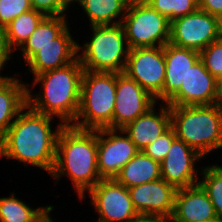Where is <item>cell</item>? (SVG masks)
<instances>
[{"label":"cell","mask_w":222,"mask_h":222,"mask_svg":"<svg viewBox=\"0 0 222 222\" xmlns=\"http://www.w3.org/2000/svg\"><path fill=\"white\" fill-rule=\"evenodd\" d=\"M115 100L116 73L84 70L76 123L71 125L83 130L113 129Z\"/></svg>","instance_id":"5b68a950"},{"label":"cell","mask_w":222,"mask_h":222,"mask_svg":"<svg viewBox=\"0 0 222 222\" xmlns=\"http://www.w3.org/2000/svg\"><path fill=\"white\" fill-rule=\"evenodd\" d=\"M11 51L7 46L5 28L0 26V54H10Z\"/></svg>","instance_id":"e575fe53"},{"label":"cell","mask_w":222,"mask_h":222,"mask_svg":"<svg viewBox=\"0 0 222 222\" xmlns=\"http://www.w3.org/2000/svg\"><path fill=\"white\" fill-rule=\"evenodd\" d=\"M151 8L166 16L170 22L199 8V0H144Z\"/></svg>","instance_id":"4316f807"},{"label":"cell","mask_w":222,"mask_h":222,"mask_svg":"<svg viewBox=\"0 0 222 222\" xmlns=\"http://www.w3.org/2000/svg\"><path fill=\"white\" fill-rule=\"evenodd\" d=\"M131 222H169V220L161 216L139 215Z\"/></svg>","instance_id":"836d02e7"},{"label":"cell","mask_w":222,"mask_h":222,"mask_svg":"<svg viewBox=\"0 0 222 222\" xmlns=\"http://www.w3.org/2000/svg\"><path fill=\"white\" fill-rule=\"evenodd\" d=\"M156 99L125 73H116V100L113 110V129H122L146 113Z\"/></svg>","instance_id":"8fae6325"},{"label":"cell","mask_w":222,"mask_h":222,"mask_svg":"<svg viewBox=\"0 0 222 222\" xmlns=\"http://www.w3.org/2000/svg\"><path fill=\"white\" fill-rule=\"evenodd\" d=\"M92 31L90 42H86L85 50L78 54L83 69L123 73L129 53L123 25L92 26Z\"/></svg>","instance_id":"8992f818"},{"label":"cell","mask_w":222,"mask_h":222,"mask_svg":"<svg viewBox=\"0 0 222 222\" xmlns=\"http://www.w3.org/2000/svg\"><path fill=\"white\" fill-rule=\"evenodd\" d=\"M212 104L222 110V76L216 78L215 92Z\"/></svg>","instance_id":"d6a6232c"},{"label":"cell","mask_w":222,"mask_h":222,"mask_svg":"<svg viewBox=\"0 0 222 222\" xmlns=\"http://www.w3.org/2000/svg\"><path fill=\"white\" fill-rule=\"evenodd\" d=\"M176 138L174 129L170 127L166 132L150 143L143 152L154 161L161 163L166 157L173 140Z\"/></svg>","instance_id":"f546056e"},{"label":"cell","mask_w":222,"mask_h":222,"mask_svg":"<svg viewBox=\"0 0 222 222\" xmlns=\"http://www.w3.org/2000/svg\"><path fill=\"white\" fill-rule=\"evenodd\" d=\"M203 158L183 140L175 138L171 147L160 163L161 178L176 189L198 184L194 164Z\"/></svg>","instance_id":"5bb4252c"},{"label":"cell","mask_w":222,"mask_h":222,"mask_svg":"<svg viewBox=\"0 0 222 222\" xmlns=\"http://www.w3.org/2000/svg\"><path fill=\"white\" fill-rule=\"evenodd\" d=\"M221 45H222V30L220 31L218 40H217Z\"/></svg>","instance_id":"8d00e7d4"},{"label":"cell","mask_w":222,"mask_h":222,"mask_svg":"<svg viewBox=\"0 0 222 222\" xmlns=\"http://www.w3.org/2000/svg\"><path fill=\"white\" fill-rule=\"evenodd\" d=\"M44 222H54L52 219H51V216L47 219V220H45Z\"/></svg>","instance_id":"74e56055"},{"label":"cell","mask_w":222,"mask_h":222,"mask_svg":"<svg viewBox=\"0 0 222 222\" xmlns=\"http://www.w3.org/2000/svg\"><path fill=\"white\" fill-rule=\"evenodd\" d=\"M171 127L202 157L222 148V110L211 105L170 106Z\"/></svg>","instance_id":"277c9868"},{"label":"cell","mask_w":222,"mask_h":222,"mask_svg":"<svg viewBox=\"0 0 222 222\" xmlns=\"http://www.w3.org/2000/svg\"><path fill=\"white\" fill-rule=\"evenodd\" d=\"M161 178L160 163L139 151L120 170L115 180L127 188Z\"/></svg>","instance_id":"44dd1931"},{"label":"cell","mask_w":222,"mask_h":222,"mask_svg":"<svg viewBox=\"0 0 222 222\" xmlns=\"http://www.w3.org/2000/svg\"><path fill=\"white\" fill-rule=\"evenodd\" d=\"M117 131L111 128L98 130L97 167L101 179H115L126 163L139 152L127 134L117 135Z\"/></svg>","instance_id":"7c38bea8"},{"label":"cell","mask_w":222,"mask_h":222,"mask_svg":"<svg viewBox=\"0 0 222 222\" xmlns=\"http://www.w3.org/2000/svg\"><path fill=\"white\" fill-rule=\"evenodd\" d=\"M202 172L203 180L198 182L207 192L217 217L222 220V166L205 167Z\"/></svg>","instance_id":"484cf974"},{"label":"cell","mask_w":222,"mask_h":222,"mask_svg":"<svg viewBox=\"0 0 222 222\" xmlns=\"http://www.w3.org/2000/svg\"><path fill=\"white\" fill-rule=\"evenodd\" d=\"M98 130H83L64 125L58 135L52 178L67 175L83 200L86 190L100 180L97 167Z\"/></svg>","instance_id":"7a4b0ae2"},{"label":"cell","mask_w":222,"mask_h":222,"mask_svg":"<svg viewBox=\"0 0 222 222\" xmlns=\"http://www.w3.org/2000/svg\"><path fill=\"white\" fill-rule=\"evenodd\" d=\"M15 193L6 198H0V222H44L54 206L33 209L17 199Z\"/></svg>","instance_id":"cb8c5ba5"},{"label":"cell","mask_w":222,"mask_h":222,"mask_svg":"<svg viewBox=\"0 0 222 222\" xmlns=\"http://www.w3.org/2000/svg\"><path fill=\"white\" fill-rule=\"evenodd\" d=\"M67 27L52 43L40 49L27 61V65L34 76L59 69L74 62L78 58L82 46L72 39Z\"/></svg>","instance_id":"2e32d148"},{"label":"cell","mask_w":222,"mask_h":222,"mask_svg":"<svg viewBox=\"0 0 222 222\" xmlns=\"http://www.w3.org/2000/svg\"><path fill=\"white\" fill-rule=\"evenodd\" d=\"M32 8L45 16H61L69 4L65 0H30Z\"/></svg>","instance_id":"4dcf8cb0"},{"label":"cell","mask_w":222,"mask_h":222,"mask_svg":"<svg viewBox=\"0 0 222 222\" xmlns=\"http://www.w3.org/2000/svg\"><path fill=\"white\" fill-rule=\"evenodd\" d=\"M154 110L153 106L124 128L118 129L120 134L129 136L139 151H143L171 127L170 106L167 103L165 107L162 106L159 115Z\"/></svg>","instance_id":"ac0fdd59"},{"label":"cell","mask_w":222,"mask_h":222,"mask_svg":"<svg viewBox=\"0 0 222 222\" xmlns=\"http://www.w3.org/2000/svg\"><path fill=\"white\" fill-rule=\"evenodd\" d=\"M199 59L215 79L222 76V45L218 41L200 51Z\"/></svg>","instance_id":"83f0119b"},{"label":"cell","mask_w":222,"mask_h":222,"mask_svg":"<svg viewBox=\"0 0 222 222\" xmlns=\"http://www.w3.org/2000/svg\"><path fill=\"white\" fill-rule=\"evenodd\" d=\"M52 118L33 110L27 104L0 138V157L17 159L51 174L55 164L57 138L64 126L61 122L53 132L50 123Z\"/></svg>","instance_id":"6da1fadb"},{"label":"cell","mask_w":222,"mask_h":222,"mask_svg":"<svg viewBox=\"0 0 222 222\" xmlns=\"http://www.w3.org/2000/svg\"><path fill=\"white\" fill-rule=\"evenodd\" d=\"M155 99L163 101L165 81L164 46L129 49L124 72Z\"/></svg>","instance_id":"ba28073f"},{"label":"cell","mask_w":222,"mask_h":222,"mask_svg":"<svg viewBox=\"0 0 222 222\" xmlns=\"http://www.w3.org/2000/svg\"><path fill=\"white\" fill-rule=\"evenodd\" d=\"M32 9L30 0H0V26L5 28L16 17Z\"/></svg>","instance_id":"f1b7e54d"},{"label":"cell","mask_w":222,"mask_h":222,"mask_svg":"<svg viewBox=\"0 0 222 222\" xmlns=\"http://www.w3.org/2000/svg\"><path fill=\"white\" fill-rule=\"evenodd\" d=\"M121 24L129 49L164 46L170 41L171 22L144 0H130Z\"/></svg>","instance_id":"52a82bcc"},{"label":"cell","mask_w":222,"mask_h":222,"mask_svg":"<svg viewBox=\"0 0 222 222\" xmlns=\"http://www.w3.org/2000/svg\"><path fill=\"white\" fill-rule=\"evenodd\" d=\"M165 81L163 101L166 103L185 82L189 68L199 59V52L171 43L164 45Z\"/></svg>","instance_id":"d6986e66"},{"label":"cell","mask_w":222,"mask_h":222,"mask_svg":"<svg viewBox=\"0 0 222 222\" xmlns=\"http://www.w3.org/2000/svg\"><path fill=\"white\" fill-rule=\"evenodd\" d=\"M65 15L45 16L30 37L23 43L20 51L27 62L42 46L52 43L66 28Z\"/></svg>","instance_id":"7402d4cb"},{"label":"cell","mask_w":222,"mask_h":222,"mask_svg":"<svg viewBox=\"0 0 222 222\" xmlns=\"http://www.w3.org/2000/svg\"><path fill=\"white\" fill-rule=\"evenodd\" d=\"M218 220L207 192L199 183L177 189L174 211L169 222H216Z\"/></svg>","instance_id":"e0dca14e"},{"label":"cell","mask_w":222,"mask_h":222,"mask_svg":"<svg viewBox=\"0 0 222 222\" xmlns=\"http://www.w3.org/2000/svg\"><path fill=\"white\" fill-rule=\"evenodd\" d=\"M216 79L198 59L188 70L185 82L166 102L169 106L211 105L215 92Z\"/></svg>","instance_id":"9a60e30c"},{"label":"cell","mask_w":222,"mask_h":222,"mask_svg":"<svg viewBox=\"0 0 222 222\" xmlns=\"http://www.w3.org/2000/svg\"><path fill=\"white\" fill-rule=\"evenodd\" d=\"M88 192L95 210L99 213L96 222H131L139 216L128 188L115 179H101Z\"/></svg>","instance_id":"30bf717a"},{"label":"cell","mask_w":222,"mask_h":222,"mask_svg":"<svg viewBox=\"0 0 222 222\" xmlns=\"http://www.w3.org/2000/svg\"><path fill=\"white\" fill-rule=\"evenodd\" d=\"M65 1L69 4V3H71V2L73 3V2H75L77 0H65Z\"/></svg>","instance_id":"f35d334b"},{"label":"cell","mask_w":222,"mask_h":222,"mask_svg":"<svg viewBox=\"0 0 222 222\" xmlns=\"http://www.w3.org/2000/svg\"><path fill=\"white\" fill-rule=\"evenodd\" d=\"M133 206L139 215L171 218L177 189L164 179L128 188Z\"/></svg>","instance_id":"4fadbf2b"},{"label":"cell","mask_w":222,"mask_h":222,"mask_svg":"<svg viewBox=\"0 0 222 222\" xmlns=\"http://www.w3.org/2000/svg\"><path fill=\"white\" fill-rule=\"evenodd\" d=\"M44 17L43 13L32 9L19 15L5 27L6 42L11 52L23 45Z\"/></svg>","instance_id":"d4e9b609"},{"label":"cell","mask_w":222,"mask_h":222,"mask_svg":"<svg viewBox=\"0 0 222 222\" xmlns=\"http://www.w3.org/2000/svg\"><path fill=\"white\" fill-rule=\"evenodd\" d=\"M77 2L88 15L92 27L121 24L130 0H77ZM120 15L122 19L114 21V18Z\"/></svg>","instance_id":"603a6c76"},{"label":"cell","mask_w":222,"mask_h":222,"mask_svg":"<svg viewBox=\"0 0 222 222\" xmlns=\"http://www.w3.org/2000/svg\"><path fill=\"white\" fill-rule=\"evenodd\" d=\"M27 89V85L19 83L17 78L0 83V138L27 105Z\"/></svg>","instance_id":"ffe728a7"},{"label":"cell","mask_w":222,"mask_h":222,"mask_svg":"<svg viewBox=\"0 0 222 222\" xmlns=\"http://www.w3.org/2000/svg\"><path fill=\"white\" fill-rule=\"evenodd\" d=\"M199 9L213 15L222 22V0H199Z\"/></svg>","instance_id":"1f68e13d"},{"label":"cell","mask_w":222,"mask_h":222,"mask_svg":"<svg viewBox=\"0 0 222 222\" xmlns=\"http://www.w3.org/2000/svg\"><path fill=\"white\" fill-rule=\"evenodd\" d=\"M221 30L222 22L218 18L198 8L171 22L169 43L200 52L218 40Z\"/></svg>","instance_id":"9c48e42d"},{"label":"cell","mask_w":222,"mask_h":222,"mask_svg":"<svg viewBox=\"0 0 222 222\" xmlns=\"http://www.w3.org/2000/svg\"><path fill=\"white\" fill-rule=\"evenodd\" d=\"M83 72L84 69L77 58L63 68L36 75L34 85L41 82L44 90L33 97L31 90L27 89V104L39 113L57 116L64 125H71L80 106Z\"/></svg>","instance_id":"3957f363"},{"label":"cell","mask_w":222,"mask_h":222,"mask_svg":"<svg viewBox=\"0 0 222 222\" xmlns=\"http://www.w3.org/2000/svg\"><path fill=\"white\" fill-rule=\"evenodd\" d=\"M10 59V55L9 54H0V72L1 69L3 68L5 62H7V60ZM13 77H5V76H1L0 75V83H5L8 82L9 80H11Z\"/></svg>","instance_id":"d590c367"}]
</instances>
